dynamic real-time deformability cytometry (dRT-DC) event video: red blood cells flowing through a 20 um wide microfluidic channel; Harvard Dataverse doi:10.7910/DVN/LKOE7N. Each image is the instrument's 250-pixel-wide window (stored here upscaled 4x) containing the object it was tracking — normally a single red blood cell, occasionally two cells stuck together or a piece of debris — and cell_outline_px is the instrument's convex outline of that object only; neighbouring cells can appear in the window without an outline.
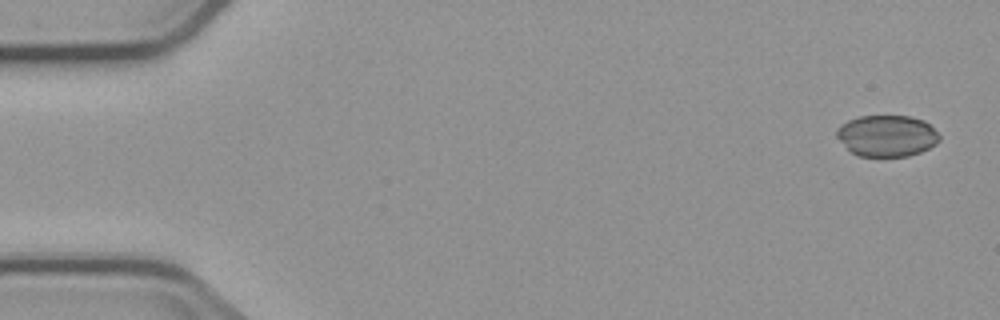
{"species": "common noctule bat (a hibernating species)", "species_latin": "Nyctalus noctula", "temperature_condition": "cold", "stored_images_in_passage": 5, "camera_frame_rate_fps": 3000, "um_per_image_px": 0.085, "animal": {"sex": "male", "body_mass_g": 23.1, "forearm_length_mm": 52.7}, "frame": {"image": 1, "passage_image": 1, "time_ms": 0.0, "image_size_px": [1000, 320], "cell_outline_px": [[940, 140], [936, 144], [920, 152], [908, 156], [856, 156], [836, 136], [836, 128], [840, 124], [848, 120], [860, 116], [912, 116], [924, 120], [940, 136]], "centroid_in_image_um": [75.37, 11.53], "position_along_channel_um": 9.6, "area_um2": 24.74}}
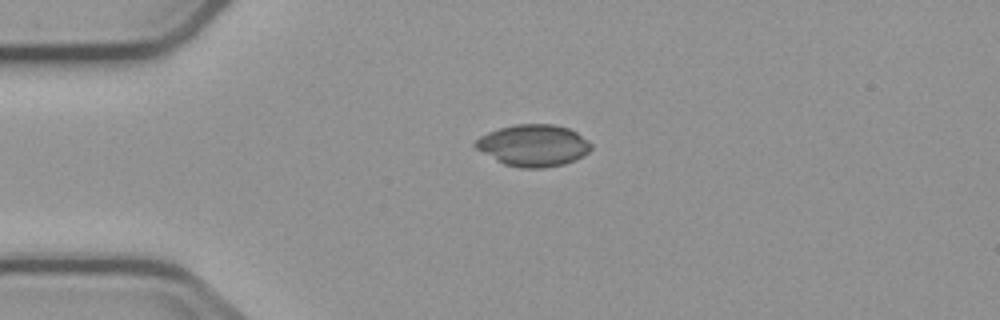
{"frame": {"image": 2, "passage_image": 4, "time_ms": 3.667, "image_size_px": [1000, 320], "cell_outline_px": [[592, 148], [584, 156], [564, 164], [544, 168], [520, 168], [504, 164], [496, 160], [476, 148], [472, 144], [480, 136], [488, 132], [500, 128], [516, 124], [552, 124], [568, 128], [576, 132], [588, 140], [592, 144]], "centroid_in_image_um": [45.35, 12.36], "position_along_channel_um": 39.7, "area_um2": 28.15}}